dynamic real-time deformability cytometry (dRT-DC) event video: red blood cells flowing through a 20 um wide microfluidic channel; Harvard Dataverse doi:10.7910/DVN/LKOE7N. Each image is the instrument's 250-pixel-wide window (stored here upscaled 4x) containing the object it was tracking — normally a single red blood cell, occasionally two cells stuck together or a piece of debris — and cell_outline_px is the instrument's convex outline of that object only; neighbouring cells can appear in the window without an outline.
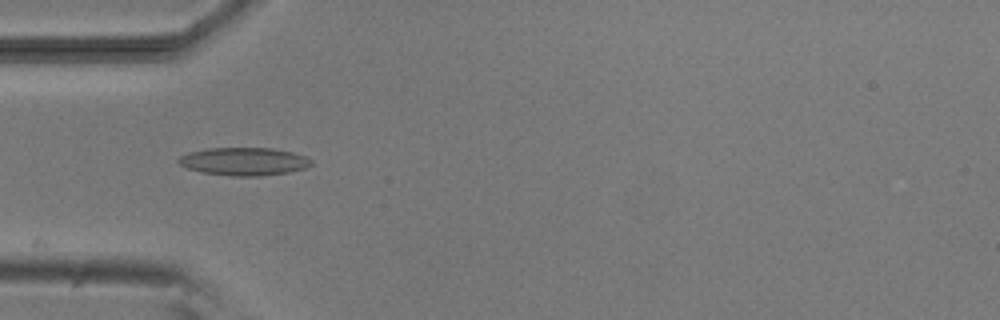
{"species": "common noctule bat (a hibernating species)", "species_latin": "Nyctalus noctula", "temperature_condition": "room temperature", "stored_images_in_passage": 12, "camera_frame_rate_fps": 3000, "um_per_image_px": 0.085, "animal": {"sex": "male", "body_mass_g": 20.5, "forearm_length_mm": 52.5}, "frame": {"image": 1, "passage_image": 1, "time_ms": 0.0, "image_size_px": [1000, 320], "cell_outline_px": [[312, 164], [304, 168], [288, 172], [260, 176], [232, 176], [200, 172], [188, 168], [180, 164], [176, 160], [180, 156], [188, 152], [208, 148], [272, 148], [292, 152], [304, 156], [312, 160]], "centroid_in_image_um": [20.71, 13.72], "position_along_channel_um": 64.3, "area_um2": 21.56}}
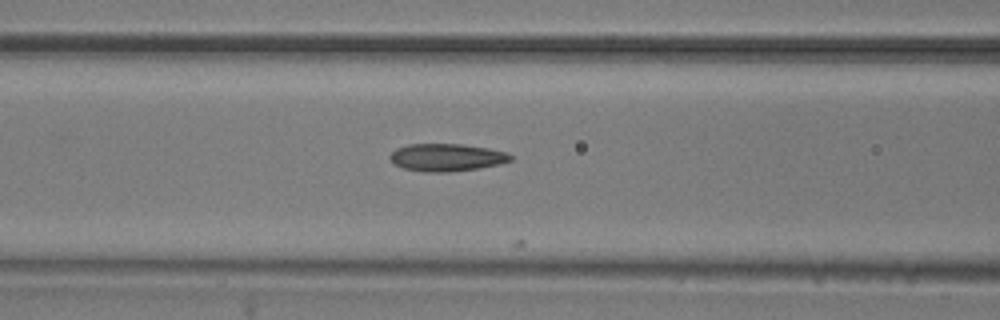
{"frame": {"image": 2, "passage_image": 6, "time_ms": 1.667, "image_size_px": [1000, 320], "cell_outline_px": [[512, 160], [500, 164], [476, 168], [448, 172], [424, 172], [404, 168], [396, 164], [388, 156], [396, 148], [408, 144], [460, 144], [488, 148], [508, 152], [512, 156]], "centroid_in_image_um": [37.97, 13.37], "position_along_channel_um": 128.6, "area_um2": 19.25}}